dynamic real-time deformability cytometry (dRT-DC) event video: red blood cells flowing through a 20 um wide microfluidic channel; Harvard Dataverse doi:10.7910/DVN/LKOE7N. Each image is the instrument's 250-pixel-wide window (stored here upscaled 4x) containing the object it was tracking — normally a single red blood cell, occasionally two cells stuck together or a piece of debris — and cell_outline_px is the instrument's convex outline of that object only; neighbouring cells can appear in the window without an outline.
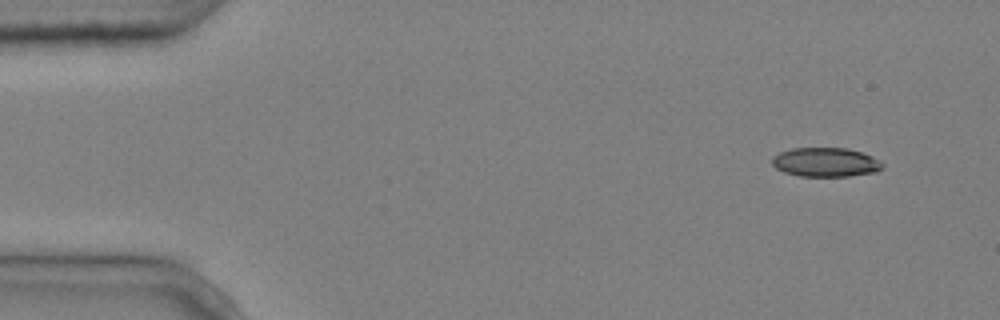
{"species": "common noctule bat (a hibernating species)", "species_latin": "Nyctalus noctula", "temperature_condition": "cold", "stored_images_in_passage": 6, "camera_frame_rate_fps": 3000, "um_per_image_px": 0.085, "animal": {"sex": "male", "body_mass_g": 20.4}, "frame": {"image": 1, "passage_image": 1, "time_ms": 0.0, "image_size_px": [1000, 320], "cell_outline_px": [[884, 168], [876, 172], [848, 176], [800, 176], [784, 172], [776, 168], [772, 164], [772, 156], [780, 152], [792, 148], [848, 148], [872, 156], [884, 164]], "centroid_in_image_um": [70.18, 13.79], "position_along_channel_um": 14.8, "area_um2": 18.79}}
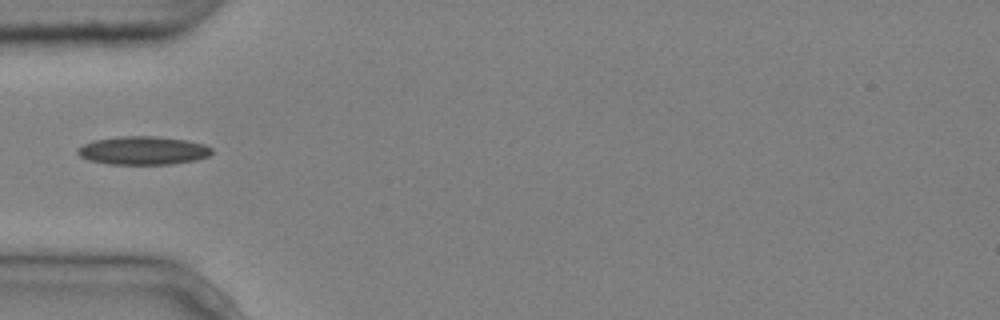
{"frame": {"image": 2, "passage_image": 4, "time_ms": 1.0, "image_size_px": [1000, 320], "cell_outline_px": [[212, 152], [208, 156], [196, 160], [172, 164], [108, 164], [88, 160], [80, 156], [76, 152], [76, 148], [84, 144], [96, 140], [120, 136], [156, 136], [188, 140], [204, 144], [212, 148]], "centroid_in_image_um": [12.16, 12.79], "position_along_channel_um": 72.8, "area_um2": 22.25}}